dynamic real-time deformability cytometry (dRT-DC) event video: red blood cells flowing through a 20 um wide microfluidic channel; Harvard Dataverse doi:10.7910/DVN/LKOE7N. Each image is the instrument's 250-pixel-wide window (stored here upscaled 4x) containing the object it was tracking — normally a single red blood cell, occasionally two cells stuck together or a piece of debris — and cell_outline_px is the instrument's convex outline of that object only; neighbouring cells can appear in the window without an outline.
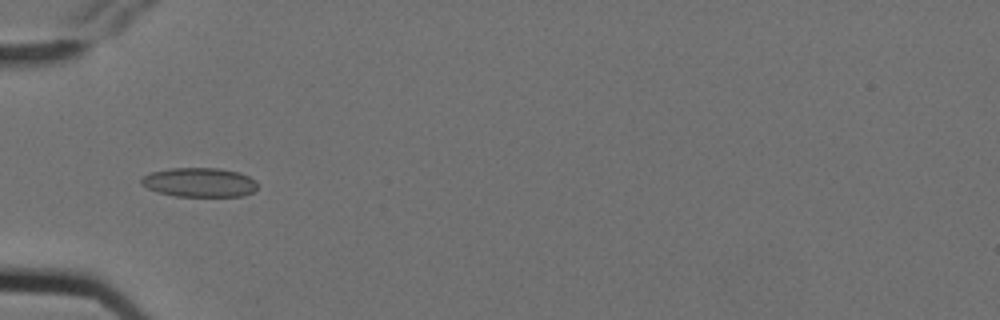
{"species": "Egyptian fruit bat (a non-hibernating species)", "species_latin": "Rousettus aegyptiacus", "temperature_condition": "cold", "stored_images_in_passage": 10, "camera_frame_rate_fps": 3000, "um_per_image_px": 0.085, "animal": {"sex": "female"}, "frame": {"image": 1, "passage_image": 5, "time_ms": 1.333, "image_size_px": [1000, 320], "cell_outline_px": [[256, 188], [252, 192], [244, 196], [176, 196], [160, 192], [148, 188], [140, 184], [140, 180], [144, 176], [152, 172], [172, 168], [220, 168], [240, 172], [256, 180]], "centroid_in_image_um": [16.98, 15.49], "position_along_channel_um": 68.0, "area_um2": 19.71}}
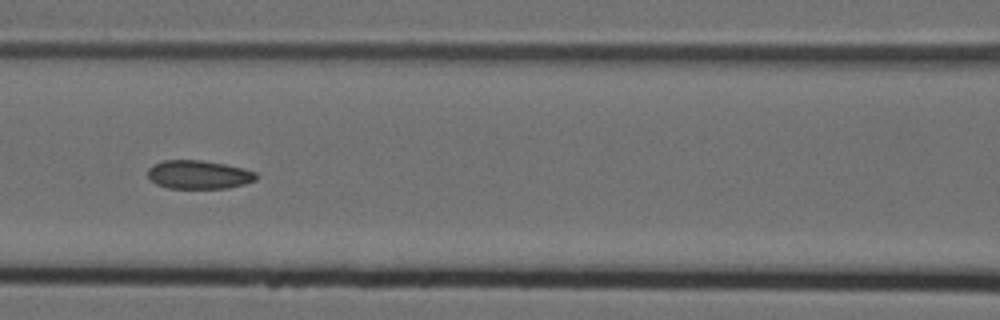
{"frame": {"image": 2, "passage_image": 7, "time_ms": 2.0, "image_size_px": [1000, 320], "cell_outline_px": [[260, 176], [256, 180], [244, 184], [228, 188], [168, 188], [156, 184], [148, 176], [148, 168], [152, 164], [164, 160], [200, 160], [224, 164], [244, 168], [256, 172]], "centroid_in_image_um": [16.91, 14.84], "position_along_channel_um": 149.7, "area_um2": 18.15}}
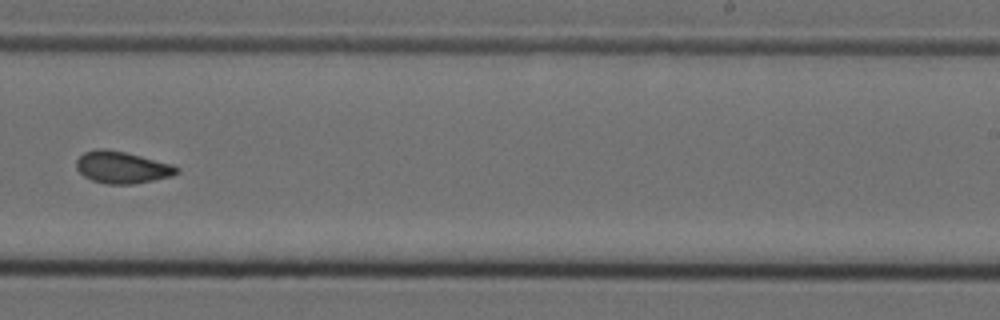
{"frame": {"image": 3, "passage_image": 10, "time_ms": 3.0, "image_size_px": [1000, 320], "cell_outline_px": [[180, 172], [172, 176], [132, 184], [108, 184], [92, 180], [84, 176], [76, 168], [76, 160], [84, 152], [96, 148], [104, 148], [124, 152], [172, 164], [180, 168]], "centroid_in_image_um": [10.37, 14.22], "position_along_channel_um": 278.6, "area_um2": 18.61}}